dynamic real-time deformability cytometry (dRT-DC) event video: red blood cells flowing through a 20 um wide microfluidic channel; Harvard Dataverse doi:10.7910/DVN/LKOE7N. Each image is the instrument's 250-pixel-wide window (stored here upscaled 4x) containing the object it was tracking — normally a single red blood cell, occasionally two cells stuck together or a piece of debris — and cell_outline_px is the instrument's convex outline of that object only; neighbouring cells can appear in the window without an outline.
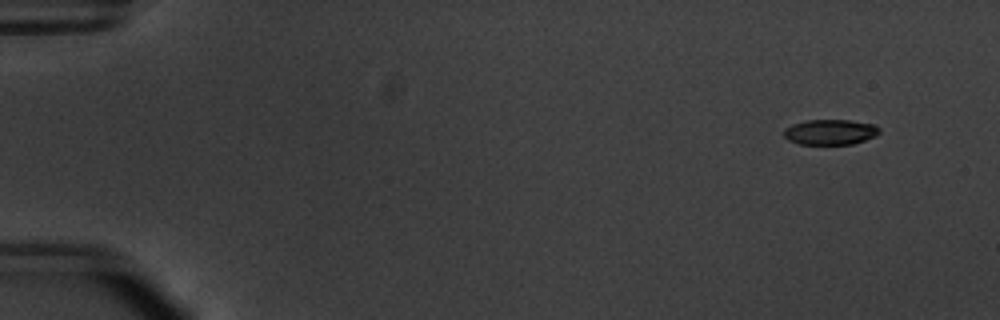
{"species": "common noctule bat (a hibernating species)", "species_latin": "Nyctalus noctula", "temperature_condition": "warm", "stored_images_in_passage": 55, "camera_frame_rate_fps": 3000, "um_per_image_px": 0.085, "animal": {"sex": "male", "body_mass_g": 20.1, "forearm_length_mm": 53.5}, "frame": {"image": 1, "passage_image": 5, "time_ms": 1.333, "image_size_px": [1000, 320], "cell_outline_px": [[880, 132], [876, 136], [852, 144], [800, 144], [788, 140], [784, 136], [784, 128], [792, 124], [808, 120], [848, 120], [872, 124], [880, 128]], "centroid_in_image_um": [70.56, 11.22], "position_along_channel_um": 14.4, "area_um2": 14.05}}
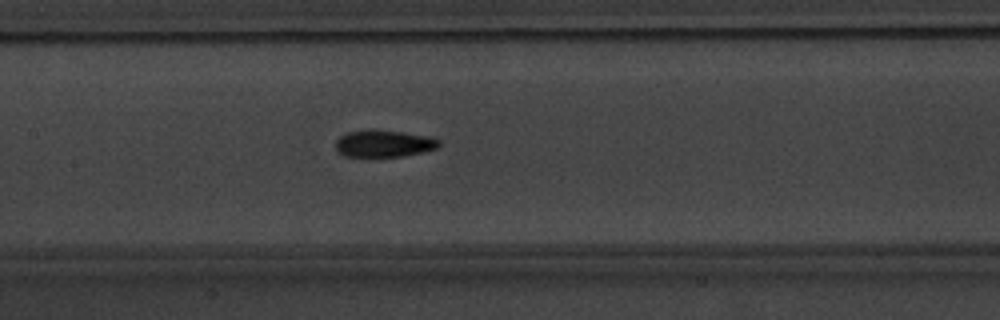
{"frame": {"image": 2, "passage_image": 28, "time_ms": 9.0, "image_size_px": [1000, 320], "cell_outline_px": [[440, 144], [436, 148], [420, 152], [400, 156], [344, 156], [336, 148], [336, 140], [340, 136], [348, 132], [404, 132], [432, 136], [440, 140]], "centroid_in_image_um": [32.67, 12.22], "position_along_channel_um": 174.7, "area_um2": 15.49}}
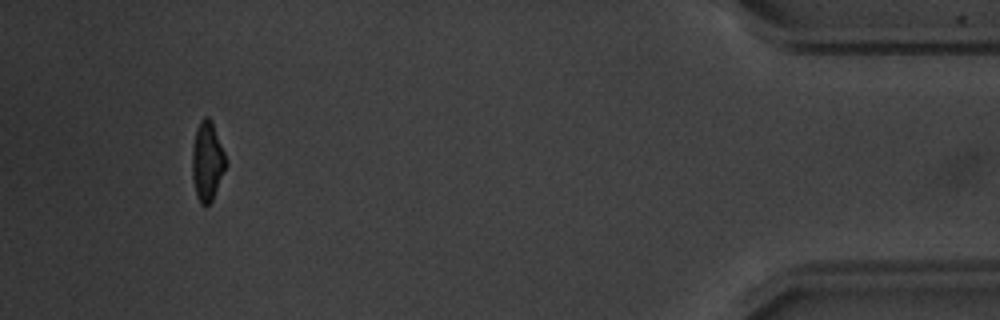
{"frame": {"image": 3, "passage_image": 52, "time_ms": 17.0, "image_size_px": [1000, 320], "cell_outline_px": [[228, 164], [212, 200], [208, 204], [200, 204], [196, 196], [192, 180], [192, 144], [196, 128], [200, 120], [204, 116], [208, 116], [212, 120], [224, 152]], "centroid_in_image_um": [17.61, 13.68], "position_along_channel_um": 417.6, "area_um2": 15.84}, "authors_computed_cell_mechanics": {"area_um2": 15.895, "velocity_mm_per_s": 3.8044, "shape_relaxation_time_tau1_ms": 2.7359, "shape_relaxation_time_tau2_ms": 2.2174, "deformation_change_tau1": 0.1824, "deformation_change_tau2": 0.098}}